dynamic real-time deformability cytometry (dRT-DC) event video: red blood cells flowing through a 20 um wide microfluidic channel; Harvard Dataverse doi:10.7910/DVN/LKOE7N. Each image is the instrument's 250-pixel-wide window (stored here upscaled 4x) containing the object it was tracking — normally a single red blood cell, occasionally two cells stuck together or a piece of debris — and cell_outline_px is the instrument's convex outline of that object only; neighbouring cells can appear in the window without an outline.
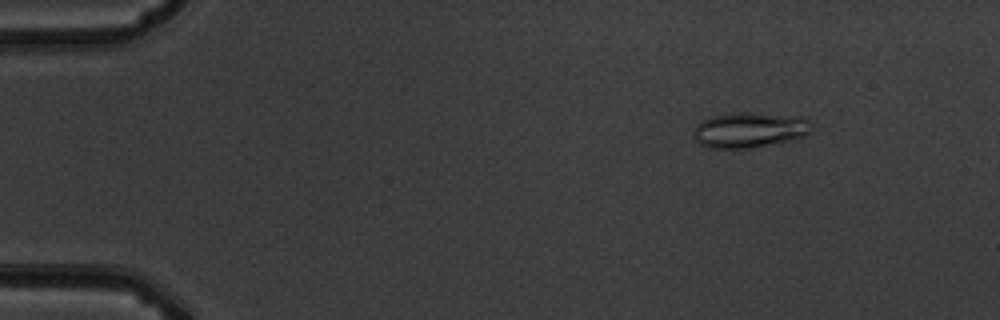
{"species": "common noctule bat (a hibernating species)", "species_latin": "Nyctalus noctula", "temperature_condition": "warm", "stored_images_in_passage": 5, "camera_frame_rate_fps": 3000, "um_per_image_px": 0.085, "animal": {"sex": "male", "body_mass_g": 19.5, "forearm_length_mm": 54.6}, "frame": {"image": 1, "passage_image": 2, "time_ms": 1.333, "image_size_px": [1000, 320], "cell_outline_px": [[812, 132], [804, 136], [788, 140], [752, 148], [712, 148], [700, 144], [692, 136], [696, 124], [712, 116], [736, 112], [756, 112], [808, 116], [812, 124]], "centroid_in_image_um": [63.77, 11.01], "position_along_channel_um": 21.2, "area_um2": 24.8}}